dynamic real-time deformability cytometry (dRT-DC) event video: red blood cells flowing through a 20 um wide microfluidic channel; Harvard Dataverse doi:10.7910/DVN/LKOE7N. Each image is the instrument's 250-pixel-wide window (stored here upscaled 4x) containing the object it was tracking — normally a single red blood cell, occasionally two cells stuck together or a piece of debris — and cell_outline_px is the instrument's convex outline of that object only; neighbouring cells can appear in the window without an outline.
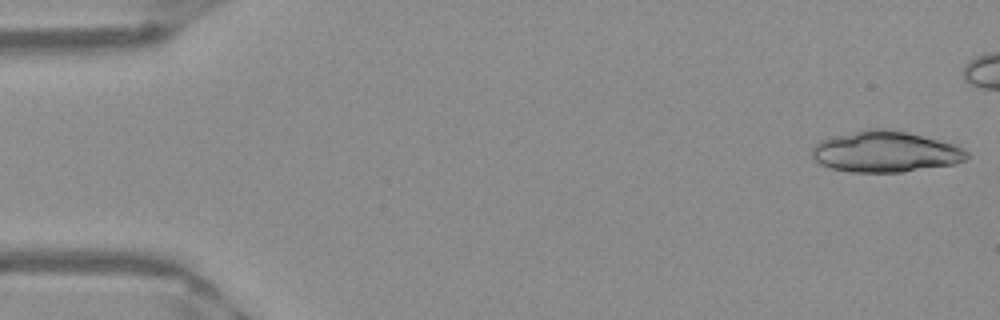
{"species": "Egyptian fruit bat (a non-hibernating species)", "species_latin": "Rousettus aegyptiacus", "temperature_condition": "warm", "stored_images_in_passage": 12, "camera_frame_rate_fps": 3000, "um_per_image_px": 0.085, "frame": {"image": 1, "passage_image": 1, "time_ms": 0.0, "image_size_px": [1000, 320], "cell_outline_px": [[968, 156], [964, 160], [952, 164], [904, 172], [852, 172], [832, 168], [820, 164], [812, 156], [812, 148], [820, 140], [832, 136], [868, 128], [884, 128], [908, 132], [952, 144], [964, 148], [968, 152]], "centroid_in_image_um": [75.23, 12.89], "position_along_channel_um": 9.8, "area_um2": 36.88}}